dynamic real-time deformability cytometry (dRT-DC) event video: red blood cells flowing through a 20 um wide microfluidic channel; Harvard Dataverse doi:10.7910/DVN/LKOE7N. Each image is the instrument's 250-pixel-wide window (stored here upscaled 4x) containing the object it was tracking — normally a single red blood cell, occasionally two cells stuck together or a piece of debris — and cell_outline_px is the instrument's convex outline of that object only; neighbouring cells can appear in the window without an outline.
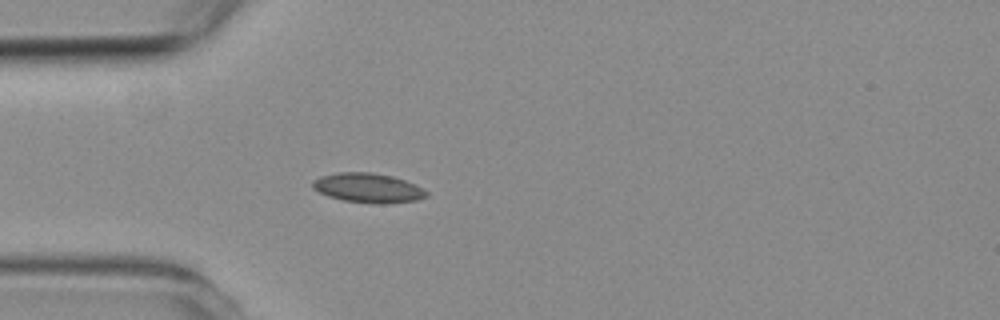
{"species": "common noctule bat (a hibernating species)", "species_latin": "Nyctalus noctula", "temperature_condition": "room temperature", "stored_images_in_passage": 4, "camera_frame_rate_fps": 3000, "um_per_image_px": 0.085, "animal": {"sex": "female", "body_mass_g": 19.3, "forearm_length_mm": 54.1}, "frame": {"image": 1, "passage_image": 4, "time_ms": 3.333, "image_size_px": [1000, 320], "cell_outline_px": [[428, 196], [416, 200], [384, 204], [380, 204], [344, 200], [328, 196], [312, 188], [312, 180], [320, 176], [336, 172], [372, 172], [392, 176], [416, 184], [428, 192]], "centroid_in_image_um": [31.28, 15.96], "position_along_channel_um": 53.7, "area_um2": 19.59}}